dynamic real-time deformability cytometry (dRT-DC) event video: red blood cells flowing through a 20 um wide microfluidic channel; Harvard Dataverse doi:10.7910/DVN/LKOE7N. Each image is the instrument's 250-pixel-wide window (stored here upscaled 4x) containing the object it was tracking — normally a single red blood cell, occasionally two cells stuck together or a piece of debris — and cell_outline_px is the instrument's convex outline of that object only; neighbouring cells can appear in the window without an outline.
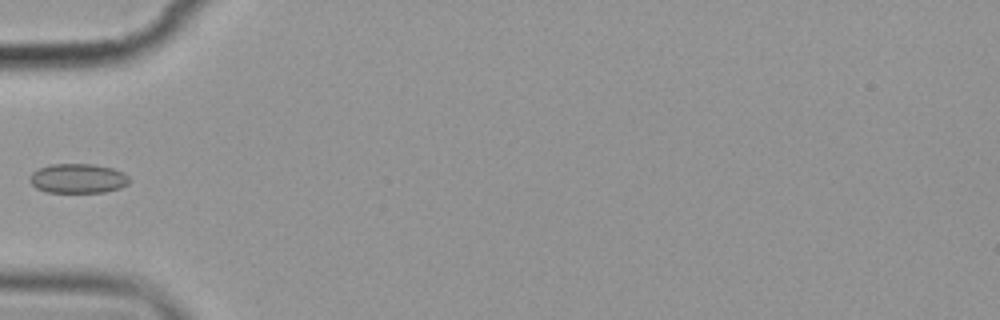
{"species": "common noctule bat (a hibernating species)", "species_latin": "Nyctalus noctula", "temperature_condition": "cold", "stored_images_in_passage": 8, "camera_frame_rate_fps": 3000, "um_per_image_px": 0.085, "animal": {"sex": "female", "body_mass_g": 19.9}, "frame": {"image": 1, "passage_image": 5, "time_ms": 5.667, "image_size_px": [1000, 320], "cell_outline_px": [[128, 184], [120, 188], [104, 192], [48, 192], [36, 188], [28, 180], [28, 176], [32, 172], [40, 168], [52, 164], [92, 164], [112, 168], [124, 172], [128, 176]], "centroid_in_image_um": [6.61, 15.17], "position_along_channel_um": 78.4, "area_um2": 17.11}}
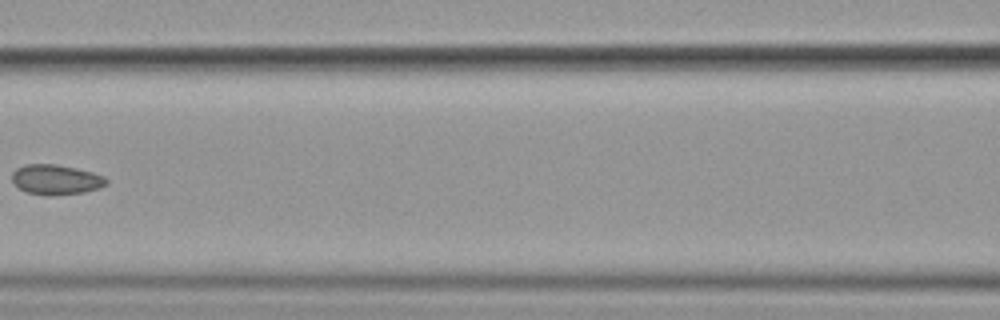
{"frame": {"image": 2, "passage_image": 7, "time_ms": 8.0, "image_size_px": [1000, 320], "cell_outline_px": [[108, 184], [100, 188], [84, 192], [48, 196], [28, 192], [20, 188], [12, 180], [12, 172], [16, 168], [24, 164], [56, 164], [76, 168], [92, 172], [104, 176], [108, 180]], "centroid_in_image_um": [4.78, 15.26], "position_along_channel_um": 161.8, "area_um2": 16.53}}
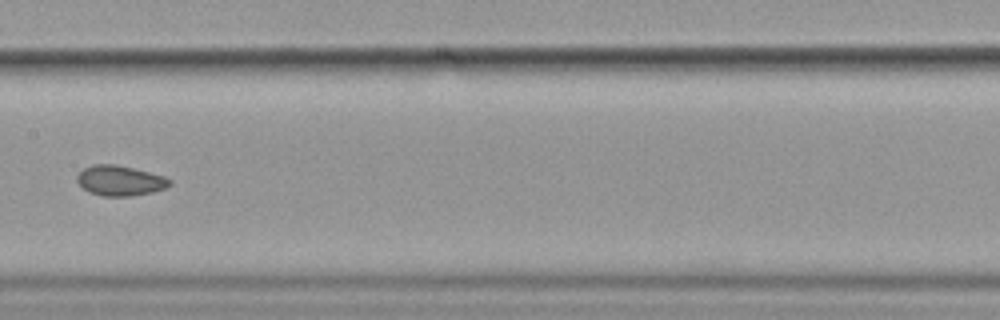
{"frame": {"image": 3, "passage_image": 8, "time_ms": 9.0, "image_size_px": [1000, 320], "cell_outline_px": [[172, 184], [164, 188], [152, 192], [128, 196], [104, 196], [92, 192], [84, 188], [76, 180], [76, 176], [84, 168], [92, 164], [116, 164], [164, 176], [172, 180]], "centroid_in_image_um": [10.21, 15.34], "position_along_channel_um": 197.2, "area_um2": 16.07}}